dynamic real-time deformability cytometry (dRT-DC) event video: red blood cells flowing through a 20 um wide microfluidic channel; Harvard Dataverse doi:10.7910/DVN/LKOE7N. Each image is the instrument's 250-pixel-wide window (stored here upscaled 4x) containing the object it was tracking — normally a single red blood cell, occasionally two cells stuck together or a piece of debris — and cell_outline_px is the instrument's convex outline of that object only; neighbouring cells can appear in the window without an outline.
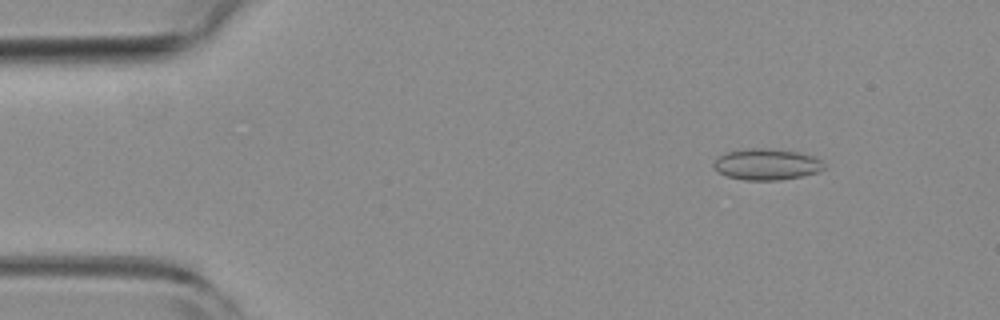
{"species": "common noctule bat (a hibernating species)", "species_latin": "Nyctalus noctula", "temperature_condition": "room temperature", "stored_images_in_passage": 55, "camera_frame_rate_fps": 3000, "um_per_image_px": 0.085, "animal": {"sex": "female", "body_mass_g": 19.3, "forearm_length_mm": 54.1}, "frame": {"image": 1, "passage_image": 7, "time_ms": 2.0, "image_size_px": [1000, 320], "cell_outline_px": [[824, 168], [816, 172], [804, 176], [780, 180], [744, 180], [728, 176], [716, 172], [712, 164], [720, 156], [728, 152], [748, 148], [768, 148], [800, 152], [812, 156], [820, 160], [824, 164]], "centroid_in_image_um": [65.16, 13.97], "position_along_channel_um": 19.8, "area_um2": 20.06}}
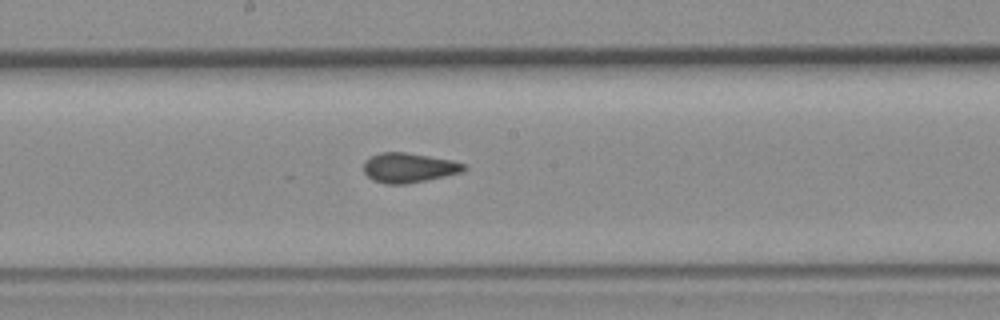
{"frame": {"image": 2, "passage_image": 29, "time_ms": 9.333, "image_size_px": [1000, 320], "cell_outline_px": [[468, 168], [464, 172], [428, 180], [408, 184], [384, 184], [372, 180], [364, 172], [364, 160], [380, 152], [404, 152], [452, 160], [468, 164]], "centroid_in_image_um": [34.79, 14.27], "position_along_channel_um": 213.4, "area_um2": 17.63}}
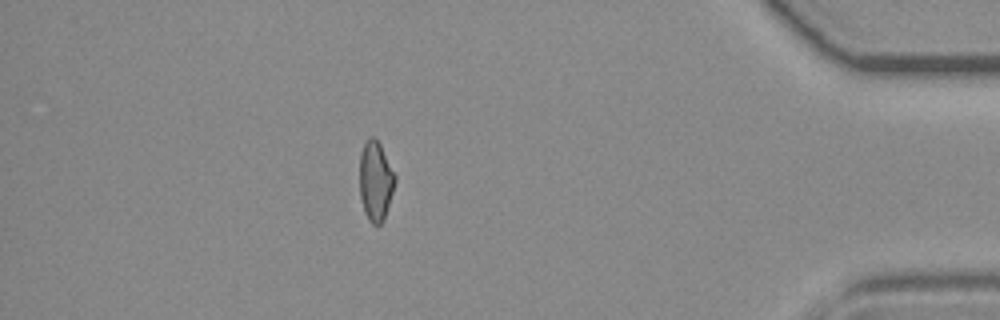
{"frame": {"image": 3, "passage_image": 48, "time_ms": 15.667, "image_size_px": [1000, 320], "cell_outline_px": [[396, 180], [384, 220], [380, 224], [372, 224], [368, 220], [364, 212], [360, 196], [360, 152], [368, 136], [372, 136], [380, 144], [396, 176]], "centroid_in_image_um": [31.92, 15.39], "position_along_channel_um": 403.3, "area_um2": 16.42}, "authors_computed_cell_mechanics": {"area_um2": 17.629, "velocity_mm_per_s": 3.7752, "shape_relaxation_time_tau1_ms": null, "shape_relaxation_time_tau2_ms": 1.3213, "deformation_change_tau1": null, "deformation_change_tau2": 0.0711}}